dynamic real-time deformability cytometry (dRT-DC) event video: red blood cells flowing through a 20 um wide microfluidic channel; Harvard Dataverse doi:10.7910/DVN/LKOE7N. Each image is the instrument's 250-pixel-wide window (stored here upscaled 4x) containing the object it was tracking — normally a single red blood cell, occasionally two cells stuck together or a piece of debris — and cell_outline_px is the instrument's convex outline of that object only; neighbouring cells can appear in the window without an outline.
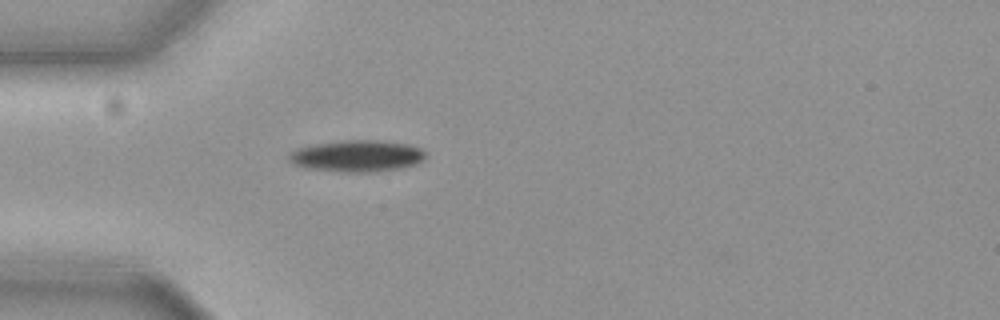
{"species": "common noctule bat (a hibernating species)", "species_latin": "Nyctalus noctula", "temperature_condition": "cold", "stored_images_in_passage": 35, "camera_frame_rate_fps": 3000, "um_per_image_px": 0.085, "animal": {"sex": "female", "body_mass_g": 19.3, "forearm_length_mm": 54.1}, "frame": {"image": 1, "passage_image": 1, "time_ms": 0.0, "image_size_px": [1000, 320], "cell_outline_px": [[424, 156], [416, 164], [400, 168], [368, 172], [344, 172], [304, 168], [292, 164], [288, 160], [288, 156], [296, 148], [316, 144], [344, 140], [380, 140], [408, 144], [420, 148], [424, 152]], "centroid_in_image_um": [30.29, 13.26], "position_along_channel_um": 54.7, "area_um2": 25.03}}
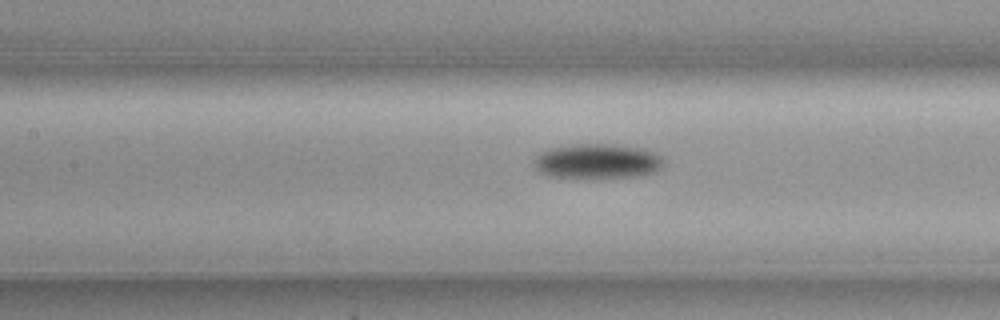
{"frame": {"image": 2, "passage_image": 10, "time_ms": 3.0, "image_size_px": [1000, 320], "cell_outline_px": [[660, 168], [652, 172], [632, 176], [548, 176], [540, 172], [532, 164], [536, 156], [540, 152], [548, 148], [572, 144], [624, 144], [644, 148], [660, 156]], "centroid_in_image_um": [50.7, 13.65], "position_along_channel_um": 156.7, "area_um2": 25.72}}
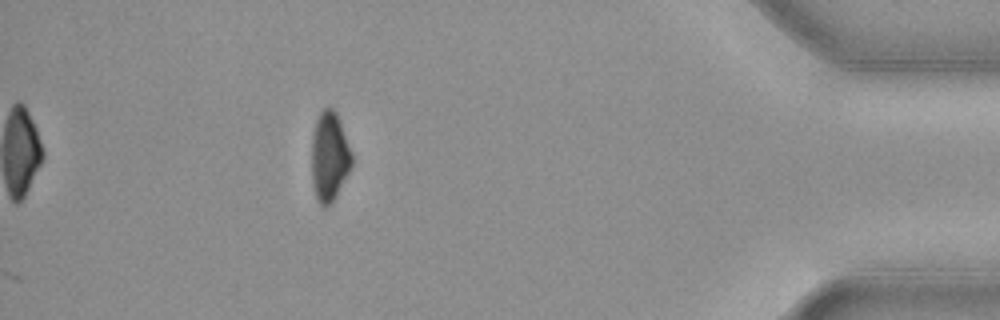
{"frame": {"image": 3, "passage_image": 35, "time_ms": 11.333, "image_size_px": [1000, 320], "cell_outline_px": [[352, 164], [332, 204], [324, 208], [316, 200], [312, 184], [312, 136], [316, 120], [320, 112], [324, 108], [332, 108], [336, 112], [352, 156]], "centroid_in_image_um": [27.97, 13.36], "position_along_channel_um": 407.2, "area_um2": 20.69}, "authors_computed_cell_mechanics": {"area_um2": 25.4898, "velocity_mm_per_s": 3.6613, "shape_relaxation_time_tau1_ms": 4.7569, "shape_relaxation_time_tau2_ms": null, "deformation_change_tau1": 0.126, "deformation_change_tau2": null}}